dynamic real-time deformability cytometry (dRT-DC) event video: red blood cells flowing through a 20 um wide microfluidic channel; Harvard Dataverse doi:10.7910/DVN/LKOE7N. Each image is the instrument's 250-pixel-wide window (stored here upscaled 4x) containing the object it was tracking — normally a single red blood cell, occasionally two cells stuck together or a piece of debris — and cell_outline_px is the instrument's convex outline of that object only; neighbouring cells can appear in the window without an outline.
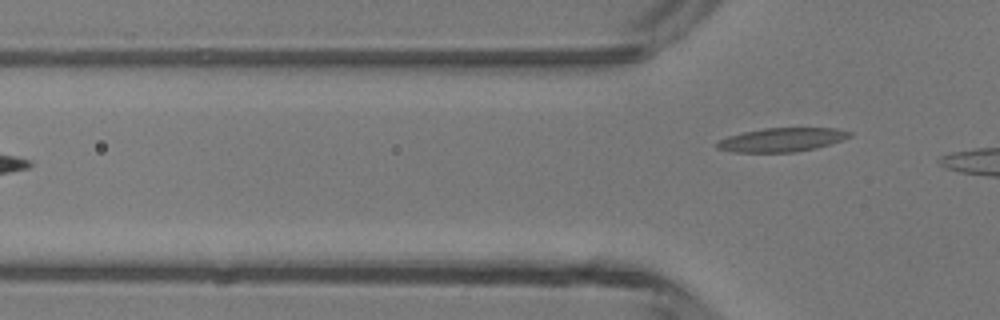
{"species": "common noctule bat (a hibernating species)", "species_latin": "Nyctalus noctula", "temperature_condition": "room temperature", "stored_images_in_passage": 6, "camera_frame_rate_fps": 3000, "um_per_image_px": 0.085, "animal": {"sex": "male", "body_mass_g": 13.3}, "frame": {"image": 1, "passage_image": 6, "time_ms": 5.667, "image_size_px": [1000, 320], "cell_outline_px": [[852, 136], [816, 148], [796, 152], [732, 152], [716, 148], [716, 140], [728, 136], [744, 132], [764, 128], [836, 128], [852, 132]], "centroid_in_image_um": [66.41, 11.88], "position_along_channel_um": 59.4, "area_um2": 18.38}}